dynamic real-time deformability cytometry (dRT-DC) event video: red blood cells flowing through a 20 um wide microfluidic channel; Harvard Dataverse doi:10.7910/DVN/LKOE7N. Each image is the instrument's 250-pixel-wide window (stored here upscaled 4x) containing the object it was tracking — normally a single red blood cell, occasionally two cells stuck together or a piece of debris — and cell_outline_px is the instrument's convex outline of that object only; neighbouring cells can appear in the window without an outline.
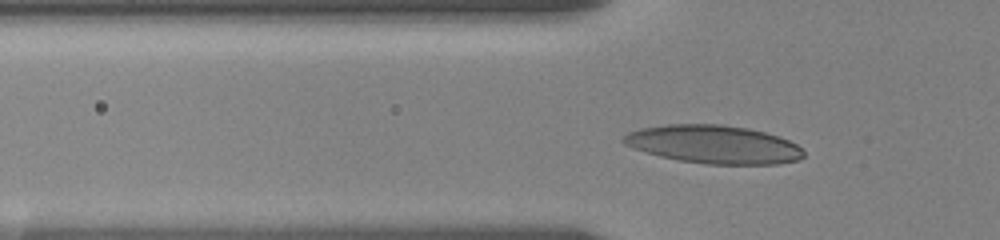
{"species": "human", "species_latin": "Homo sapiens", "temperature_condition": "room temperature", "stored_images_in_passage": 14, "camera_frame_rate_fps": 3000, "um_per_image_px": 0.085, "donor": {"sex": "female"}, "frame": {"image": 1, "passage_image": 7, "time_ms": 4.0, "image_size_px": [1000, 240], "cell_outline_px": [[804, 156], [800, 160], [776, 164], [704, 164], [680, 160], [660, 156], [632, 148], [624, 144], [620, 140], [628, 132], [640, 128], [664, 124], [720, 124], [748, 128], [764, 132], [788, 140], [796, 144], [804, 152]], "centroid_in_image_um": [60.63, 12.27], "position_along_channel_um": 65.2, "area_um2": 40.17}}
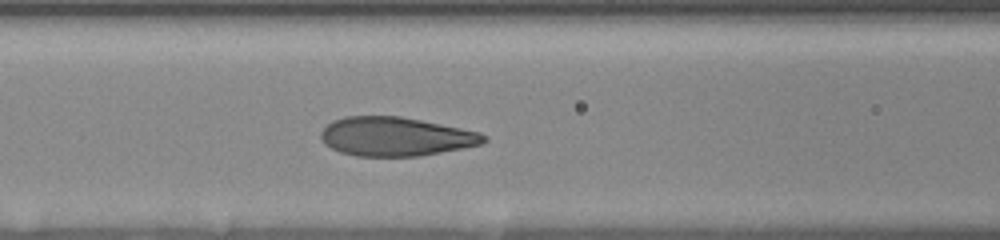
{"frame": {"image": 2, "passage_image": 11, "time_ms": 6.0, "image_size_px": [1000, 240], "cell_outline_px": [[488, 140], [484, 144], [464, 148], [420, 156], [356, 156], [340, 152], [324, 144], [320, 136], [320, 132], [332, 120], [344, 116], [400, 116], [480, 132], [488, 136]], "centroid_in_image_um": [33.64, 11.61], "position_along_channel_um": 133.0, "area_um2": 37.11}}
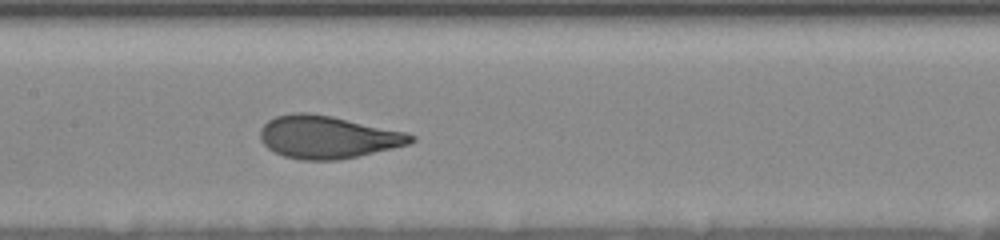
{"frame": {"image": 3, "passage_image": 14, "time_ms": 7.333, "image_size_px": [1000, 240], "cell_outline_px": [[416, 140], [408, 144], [392, 148], [340, 160], [300, 160], [284, 156], [268, 148], [260, 140], [260, 132], [264, 124], [268, 120], [276, 116], [296, 112], [308, 112], [332, 116], [408, 132], [416, 136]], "centroid_in_image_um": [27.86, 11.65], "position_along_channel_um": 179.5, "area_um2": 37.51}}